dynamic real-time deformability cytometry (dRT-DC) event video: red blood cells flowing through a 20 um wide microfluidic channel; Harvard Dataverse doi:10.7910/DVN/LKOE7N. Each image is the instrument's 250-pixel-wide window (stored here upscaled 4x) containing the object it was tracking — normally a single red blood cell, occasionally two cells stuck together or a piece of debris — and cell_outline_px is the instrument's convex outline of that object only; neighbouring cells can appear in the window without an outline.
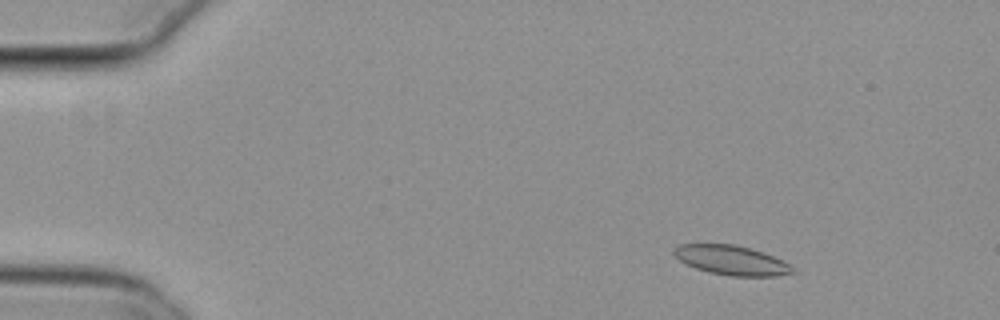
{"species": "common noctule bat (a hibernating species)", "species_latin": "Nyctalus noctula", "temperature_condition": "cold", "stored_images_in_passage": 9, "camera_frame_rate_fps": 3000, "um_per_image_px": 0.085, "animal": {"sex": "female", "body_mass_g": 29.2, "forearm_length_mm": 56.3}, "frame": {"image": 1, "passage_image": 1, "time_ms": 0.0, "image_size_px": [1000, 320], "cell_outline_px": [[796, 272], [776, 276], [728, 276], [708, 272], [696, 268], [680, 260], [672, 252], [672, 248], [676, 244], [736, 244], [752, 248], [764, 252], [796, 268]], "centroid_in_image_um": [62.17, 22.11], "position_along_channel_um": 22.8, "area_um2": 20.52}}